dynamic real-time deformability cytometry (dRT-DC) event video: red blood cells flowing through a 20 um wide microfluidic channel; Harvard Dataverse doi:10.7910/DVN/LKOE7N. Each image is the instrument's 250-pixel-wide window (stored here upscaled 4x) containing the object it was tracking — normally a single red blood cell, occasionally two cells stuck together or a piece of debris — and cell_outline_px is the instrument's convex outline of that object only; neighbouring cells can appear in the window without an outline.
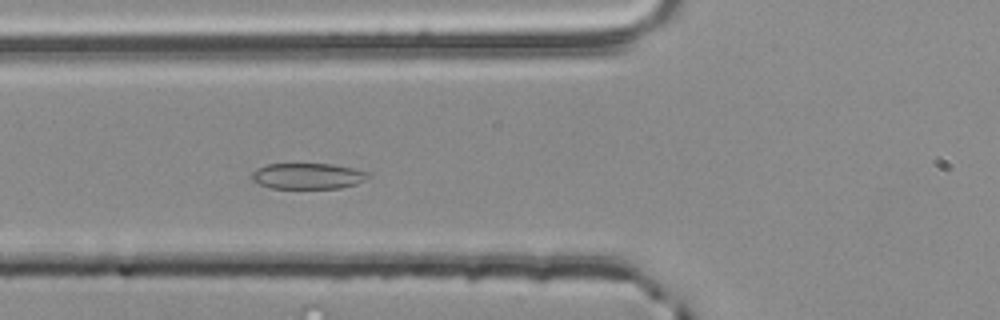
{"species": "common noctule bat (a hibernating species)", "species_latin": "Nyctalus noctula", "temperature_condition": "room temperature", "stored_images_in_passage": 35, "segment_of_instrument_passage": [2, 2], "camera_frame_rate_fps": 3000, "um_per_image_px": 0.085, "animal": {"sex": "male", "body_mass_g": 20.4}, "frame": {"image": 1, "passage_image": 18, "time_ms": 5.667, "image_size_px": [1000, 320], "cell_outline_px": [[368, 176], [364, 180], [356, 184], [340, 188], [268, 188], [252, 180], [252, 172], [256, 168], [268, 164], [332, 164], [352, 168], [368, 172]], "centroid_in_image_um": [26.13, 14.96], "position_along_channel_um": 99.7, "area_um2": 17.46}}
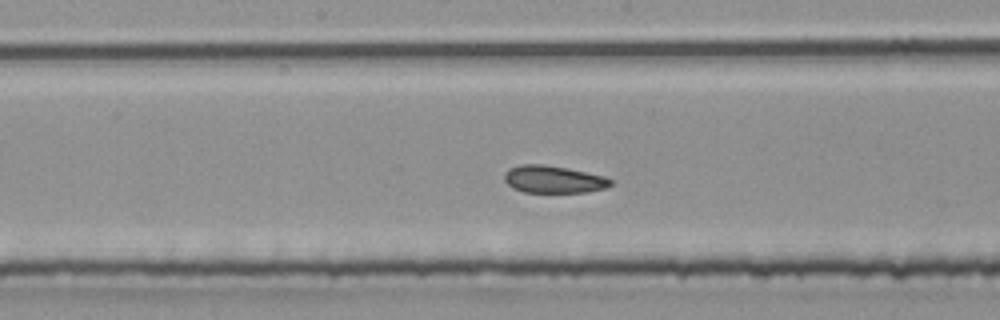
{"frame": {"image": 2, "passage_image": 26, "time_ms": 8.333, "image_size_px": [1000, 320], "cell_outline_px": [[612, 184], [604, 188], [588, 192], [524, 192], [512, 188], [504, 180], [504, 176], [508, 168], [520, 164], [544, 164], [568, 168], [604, 176], [612, 180]], "centroid_in_image_um": [47.02, 15.24], "position_along_channel_um": 201.2, "area_um2": 16.99}}
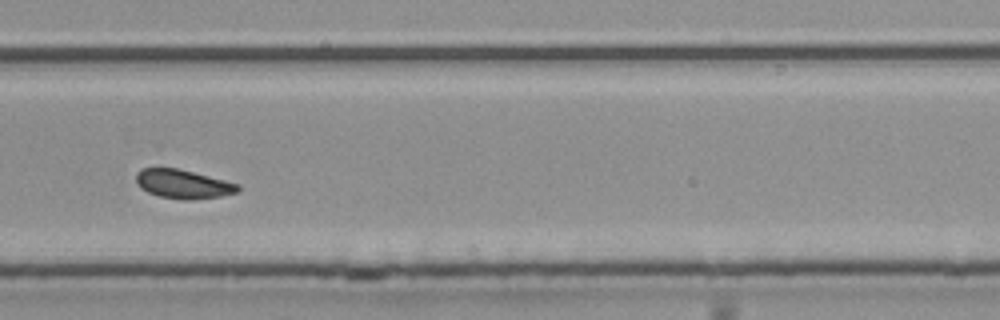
{"frame": {"image": 3, "passage_image": 35, "time_ms": 11.333, "image_size_px": [1000, 320], "cell_outline_px": [[240, 192], [220, 196], [192, 200], [184, 200], [160, 196], [148, 192], [140, 188], [136, 184], [136, 172], [140, 168], [176, 168], [240, 184]], "centroid_in_image_um": [15.55, 15.65], "position_along_channel_um": 314.2, "area_um2": 17.17}}